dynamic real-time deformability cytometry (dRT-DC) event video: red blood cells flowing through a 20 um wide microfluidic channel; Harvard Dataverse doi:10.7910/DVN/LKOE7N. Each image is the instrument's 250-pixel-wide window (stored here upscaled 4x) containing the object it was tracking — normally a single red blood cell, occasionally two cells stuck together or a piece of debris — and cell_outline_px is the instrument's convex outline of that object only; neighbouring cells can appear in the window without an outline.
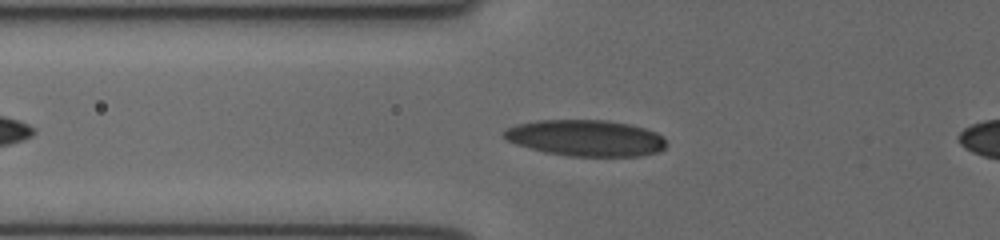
{"species": "human", "species_latin": "Homo sapiens", "temperature_condition": "cold", "stored_images_in_passage": 34, "camera_frame_rate_fps": 3000, "um_per_image_px": 0.085, "donor": {"sex": "female"}, "frame": {"image": 1, "passage_image": 7, "time_ms": 2.0, "image_size_px": [1000, 240], "cell_outline_px": [[664, 148], [660, 152], [640, 156], [568, 156], [544, 152], [516, 144], [504, 140], [500, 132], [516, 124], [536, 120], [608, 120], [628, 124], [644, 128], [656, 132], [664, 136]], "centroid_in_image_um": [49.75, 11.73], "position_along_channel_um": 76.1, "area_um2": 34.56}}
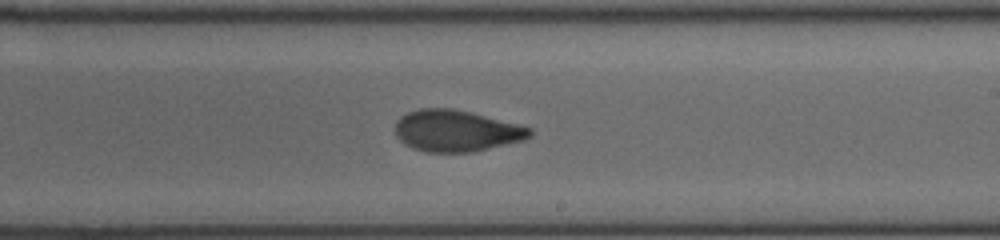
{"frame": {"image": 2, "passage_image": 19, "time_ms": 6.0, "image_size_px": [1000, 240], "cell_outline_px": [[532, 136], [524, 140], [472, 152], [428, 152], [412, 148], [404, 144], [396, 136], [396, 120], [400, 116], [408, 112], [420, 108], [452, 108], [532, 128]], "centroid_in_image_um": [38.75, 11.13], "position_along_channel_um": 250.3, "area_um2": 32.31}}
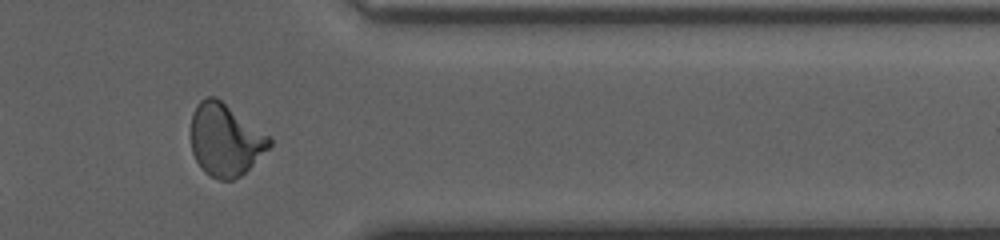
{"frame": {"image": 3, "passage_image": 29, "time_ms": 9.333, "image_size_px": [1000, 240], "cell_outline_px": [[272, 144], [240, 176], [232, 180], [220, 180], [204, 172], [200, 168], [192, 152], [192, 112], [196, 104], [200, 100], [208, 96], [216, 96], [268, 136], [272, 140]], "centroid_in_image_um": [19.11, 11.88], "position_along_channel_um": 392.3, "area_um2": 32.54}}